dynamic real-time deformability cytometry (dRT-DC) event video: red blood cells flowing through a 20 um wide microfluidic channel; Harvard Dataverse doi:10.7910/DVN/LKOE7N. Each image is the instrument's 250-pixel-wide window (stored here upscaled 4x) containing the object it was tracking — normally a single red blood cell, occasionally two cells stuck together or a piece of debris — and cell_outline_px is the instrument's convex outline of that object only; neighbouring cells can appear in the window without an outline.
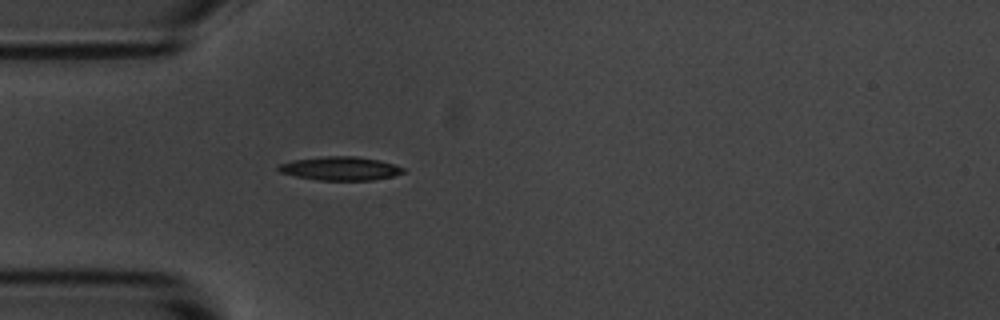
{"species": "common noctule bat (a hibernating species)", "species_latin": "Nyctalus noctula", "temperature_condition": "room temperature", "stored_images_in_passage": 4, "camera_frame_rate_fps": 3000, "um_per_image_px": 0.085, "animal": {"sex": "male", "body_mass_g": 20.1, "forearm_length_mm": 53.5}, "frame": {"image": 1, "passage_image": 4, "time_ms": 3.333, "image_size_px": [1000, 320], "cell_outline_px": [[408, 172], [392, 176], [372, 180], [316, 180], [296, 176], [280, 172], [276, 168], [280, 164], [292, 160], [324, 156], [356, 156], [396, 164], [408, 168]], "centroid_in_image_um": [28.98, 14.32], "position_along_channel_um": 56.0, "area_um2": 17.34}}